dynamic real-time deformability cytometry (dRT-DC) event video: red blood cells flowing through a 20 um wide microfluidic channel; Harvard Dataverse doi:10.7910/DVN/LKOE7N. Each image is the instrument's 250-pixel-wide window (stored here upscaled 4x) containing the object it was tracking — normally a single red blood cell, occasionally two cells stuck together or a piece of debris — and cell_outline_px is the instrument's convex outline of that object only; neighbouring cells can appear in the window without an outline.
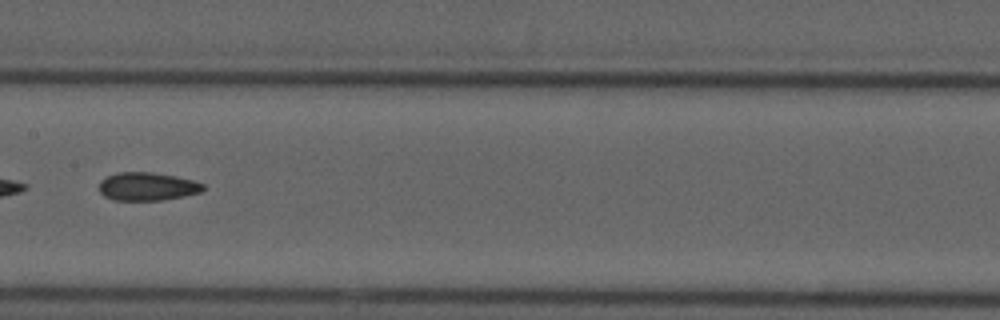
{"species": "common noctule bat (a hibernating species)", "species_latin": "Nyctalus noctula", "temperature_condition": "cold", "stored_images_in_passage": 10, "camera_frame_rate_fps": 3000, "um_per_image_px": 0.085, "animal": {"sex": "male", "forearm_length_mm": 52.5}, "frame": {"image": 1, "passage_image": 7, "time_ms": 7.333, "image_size_px": [1000, 320], "cell_outline_px": [[204, 188], [200, 192], [184, 196], [160, 200], [112, 200], [104, 196], [100, 192], [100, 180], [116, 172], [152, 172], [176, 176], [192, 180], [204, 184]], "centroid_in_image_um": [12.5, 15.85], "position_along_channel_um": 194.9, "area_um2": 17.05}}
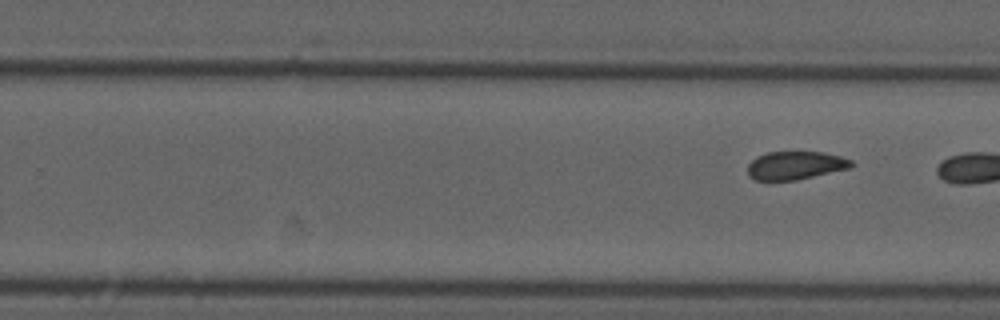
{"frame": {"image": 2, "passage_image": 10, "time_ms": 11.333, "image_size_px": [1000, 320], "cell_outline_px": [[856, 164], [852, 168], [796, 180], [756, 180], [748, 176], [748, 164], [756, 156], [768, 152], [824, 152], [840, 156], [852, 160]], "centroid_in_image_um": [67.65, 14.06], "position_along_channel_um": 262.2, "area_um2": 17.22}}